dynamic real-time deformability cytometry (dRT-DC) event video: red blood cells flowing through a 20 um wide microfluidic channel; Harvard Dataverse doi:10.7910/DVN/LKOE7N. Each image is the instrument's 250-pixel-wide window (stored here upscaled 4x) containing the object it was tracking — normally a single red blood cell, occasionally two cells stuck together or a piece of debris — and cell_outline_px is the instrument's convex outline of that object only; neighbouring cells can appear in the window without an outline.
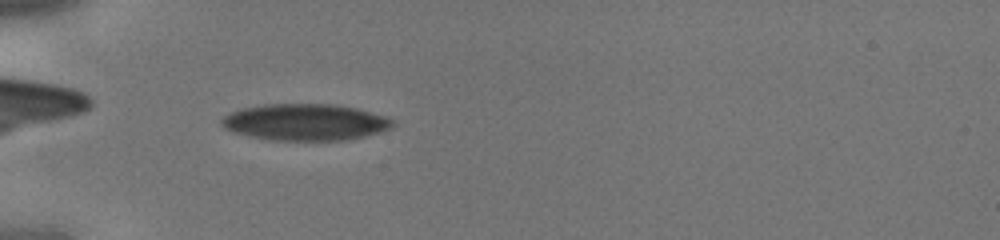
{"species": "human", "species_latin": "Homo sapiens", "temperature_condition": "cold", "stored_images_in_passage": 44, "camera_frame_rate_fps": 3000, "um_per_image_px": 0.085, "donor": {"sex": "male"}, "frame": {"image": 1, "passage_image": 15, "time_ms": 4.667, "image_size_px": [1000, 240], "cell_outline_px": [[396, 124], [392, 128], [380, 132], [364, 136], [344, 140], [268, 140], [248, 136], [232, 132], [224, 128], [220, 124], [220, 120], [224, 116], [232, 112], [244, 108], [264, 104], [336, 104], [356, 108], [388, 116]], "centroid_in_image_um": [25.96, 10.38], "position_along_channel_um": 59.0, "area_um2": 36.7}}
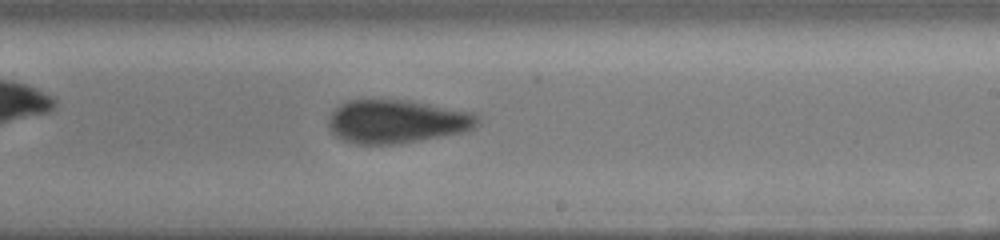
{"frame": {"image": 2, "passage_image": 28, "time_ms": 9.0, "image_size_px": [1000, 240], "cell_outline_px": [[480, 124], [476, 128], [464, 132], [400, 144], [348, 144], [336, 136], [328, 128], [328, 116], [340, 104], [348, 100], [404, 100], [428, 104], [472, 112], [480, 120]], "centroid_in_image_um": [33.7, 10.35], "position_along_channel_um": 255.3, "area_um2": 37.97}}
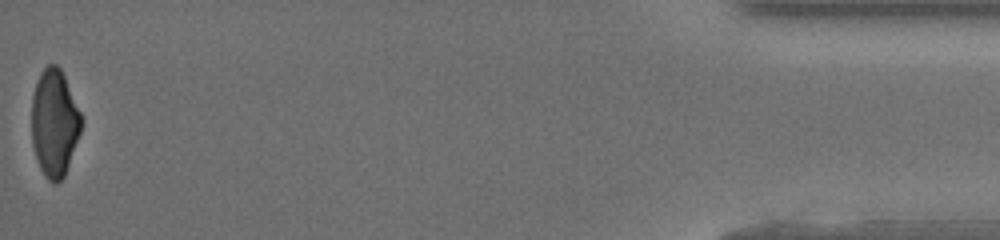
{"frame": {"image": 3, "passage_image": 44, "time_ms": 14.333, "image_size_px": [1000, 240], "cell_outline_px": [[80, 132], [64, 176], [56, 184], [52, 184], [44, 176], [36, 160], [32, 144], [32, 96], [40, 72], [48, 64], [56, 64], [60, 68], [64, 76], [80, 112]], "centroid_in_image_um": [4.59, 10.47], "position_along_channel_um": 430.6, "area_um2": 30.69}}